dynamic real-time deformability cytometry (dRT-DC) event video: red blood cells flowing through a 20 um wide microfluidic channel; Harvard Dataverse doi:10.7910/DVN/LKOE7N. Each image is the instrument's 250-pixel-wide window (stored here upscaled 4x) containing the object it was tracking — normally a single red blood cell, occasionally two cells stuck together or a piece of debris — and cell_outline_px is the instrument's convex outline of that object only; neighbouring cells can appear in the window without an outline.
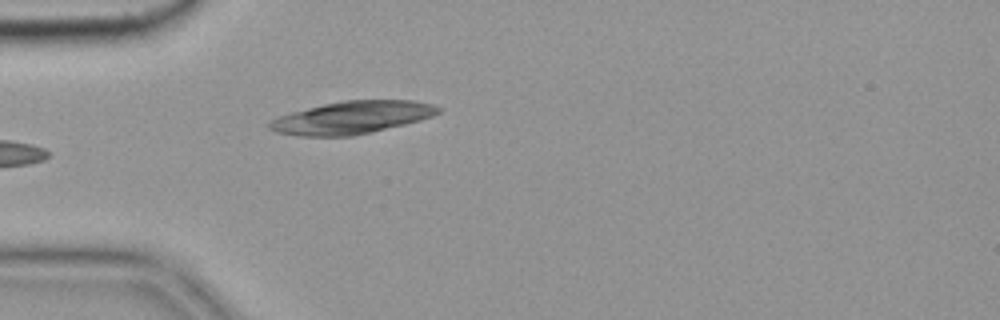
{"species": "common noctule bat (a hibernating species)", "species_latin": "Nyctalus noctula", "temperature_condition": "cold", "stored_images_in_passage": 5, "camera_frame_rate_fps": 3000, "um_per_image_px": 0.085, "animal": {"sex": "female", "body_mass_g": 19.9}, "frame": {"image": 1, "passage_image": 5, "time_ms": 1.333, "image_size_px": [1000, 320], "cell_outline_px": [[440, 112], [432, 116], [420, 120], [372, 132], [352, 136], [296, 136], [276, 132], [268, 128], [268, 124], [276, 116], [324, 104], [344, 100], [412, 100], [432, 104], [440, 108]], "centroid_in_image_um": [29.89, 9.99], "position_along_channel_um": 55.1, "area_um2": 31.96}}